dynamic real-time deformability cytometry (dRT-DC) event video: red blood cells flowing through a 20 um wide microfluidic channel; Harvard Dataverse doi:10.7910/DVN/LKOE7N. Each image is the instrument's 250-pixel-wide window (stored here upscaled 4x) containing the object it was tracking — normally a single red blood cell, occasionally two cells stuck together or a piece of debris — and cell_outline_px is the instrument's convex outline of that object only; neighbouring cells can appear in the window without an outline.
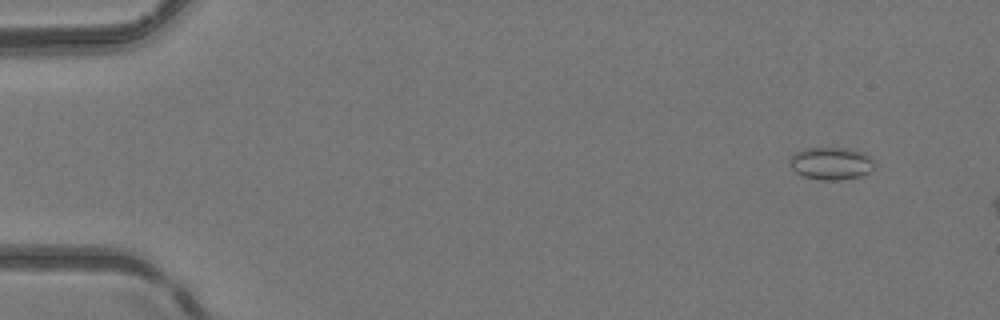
{"species": "common noctule bat (a hibernating species)", "species_latin": "Nyctalus noctula", "temperature_condition": "room temperature", "stored_images_in_passage": 7, "camera_frame_rate_fps": 3000, "um_per_image_px": 0.085, "animal": {"sex": "female", "body_mass_g": 24.6, "forearm_length_mm": 56.2}, "frame": {"image": 1, "passage_image": 1, "time_ms": 0.0, "image_size_px": [1000, 320], "cell_outline_px": [[876, 168], [872, 172], [860, 176], [836, 180], [820, 180], [804, 176], [796, 172], [788, 164], [788, 160], [792, 152], [804, 148], [852, 148], [864, 152], [872, 156], [876, 160]], "centroid_in_image_um": [70.69, 13.87], "position_along_channel_um": 14.3, "area_um2": 16.7}}